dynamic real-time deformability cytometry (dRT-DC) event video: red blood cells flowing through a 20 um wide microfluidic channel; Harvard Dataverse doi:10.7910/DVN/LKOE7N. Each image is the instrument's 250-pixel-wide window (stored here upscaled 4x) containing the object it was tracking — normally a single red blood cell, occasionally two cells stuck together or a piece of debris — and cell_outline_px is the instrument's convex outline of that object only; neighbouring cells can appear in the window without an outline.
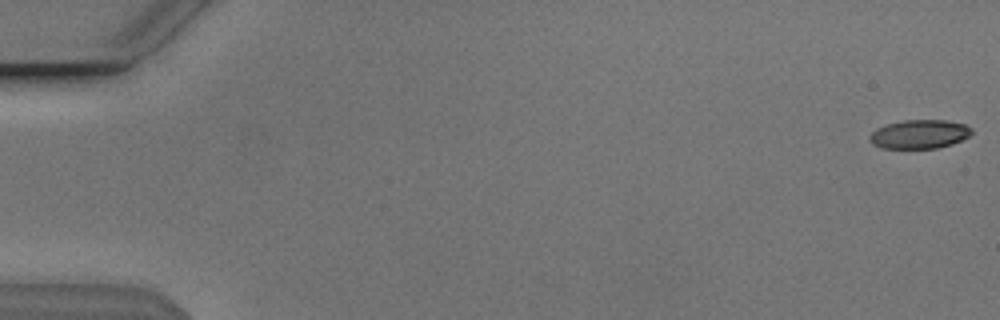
{"species": "Egyptian fruit bat (a non-hibernating species)", "species_latin": "Rousettus aegyptiacus", "temperature_condition": "cold", "stored_images_in_passage": 54, "camera_frame_rate_fps": 3000, "um_per_image_px": 0.085, "animal": {"sex": "male"}, "frame": {"image": 1, "passage_image": 1, "time_ms": 0.0, "image_size_px": [1000, 320], "cell_outline_px": [[972, 132], [968, 136], [952, 144], [936, 148], [880, 148], [872, 144], [868, 136], [876, 128], [888, 124], [904, 120], [944, 120], [964, 124], [972, 128]], "centroid_in_image_um": [78.12, 11.41], "position_along_channel_um": 6.9, "area_um2": 17.05}}
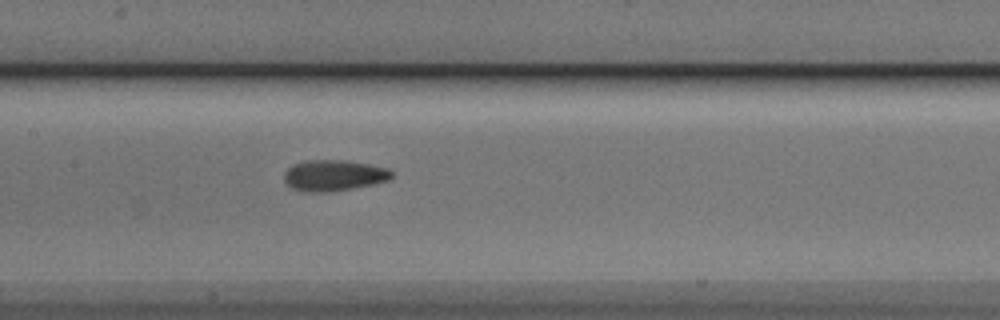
{"frame": {"image": 2, "passage_image": 27, "time_ms": 8.667, "image_size_px": [1000, 320], "cell_outline_px": [[392, 176], [388, 180], [372, 184], [332, 192], [308, 192], [292, 188], [284, 180], [284, 172], [292, 164], [304, 160], [340, 160], [368, 164], [388, 168], [392, 172]], "centroid_in_image_um": [28.34, 14.91], "position_along_channel_um": 179.1, "area_um2": 19.36}}
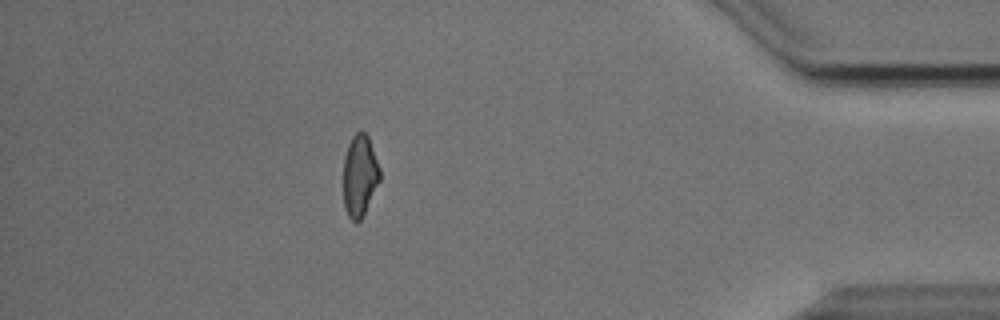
{"frame": {"image": 3, "passage_image": 48, "time_ms": 15.667, "image_size_px": [1000, 320], "cell_outline_px": [[380, 180], [360, 220], [352, 220], [348, 216], [344, 208], [344, 156], [348, 144], [352, 136], [356, 132], [364, 132], [368, 136], [380, 168]], "centroid_in_image_um": [30.57, 14.9], "position_along_channel_um": 404.6, "area_um2": 17.11}, "authors_computed_cell_mechanics": {"area_um2": 18.2937, "velocity_mm_per_s": 3.8556, "shape_relaxation_time_tau1_ms": 3.8733, "shape_relaxation_time_tau2_ms": 2.3886, "deformation_change_tau1": 0.1466, "deformation_change_tau2": 0.1029}}